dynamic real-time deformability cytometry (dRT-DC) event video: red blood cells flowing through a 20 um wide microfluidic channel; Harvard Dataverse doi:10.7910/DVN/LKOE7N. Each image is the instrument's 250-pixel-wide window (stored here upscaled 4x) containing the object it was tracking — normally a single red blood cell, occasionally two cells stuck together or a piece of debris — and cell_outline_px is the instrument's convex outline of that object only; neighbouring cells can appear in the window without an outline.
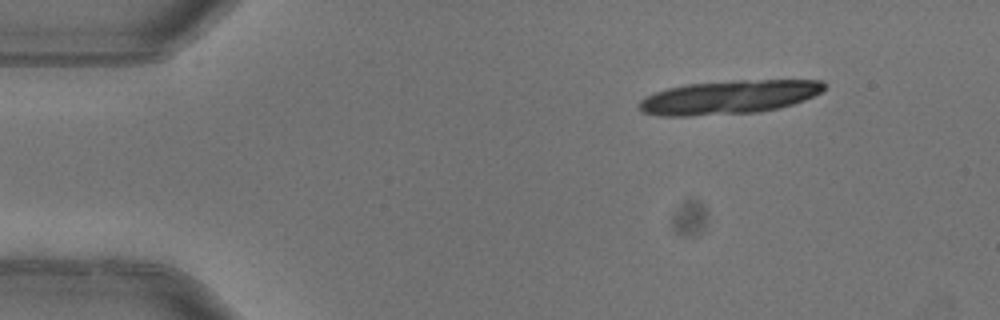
{"species": "common noctule bat (a hibernating species)", "species_latin": "Nyctalus noctula", "temperature_condition": "warm", "stored_images_in_passage": 2, "camera_frame_rate_fps": 3000, "um_per_image_px": 0.085, "animal": {"sex": "female"}, "frame": {"image": 1, "passage_image": 2, "time_ms": 0.333, "image_size_px": [1000, 320], "cell_outline_px": [[824, 88], [820, 92], [804, 100], [780, 108], [760, 112], [688, 116], [660, 116], [640, 112], [636, 108], [640, 100], [644, 96], [668, 88], [688, 84], [732, 80], [820, 80], [824, 84]], "centroid_in_image_um": [61.89, 8.27], "position_along_channel_um": 23.1, "area_um2": 36.53}}